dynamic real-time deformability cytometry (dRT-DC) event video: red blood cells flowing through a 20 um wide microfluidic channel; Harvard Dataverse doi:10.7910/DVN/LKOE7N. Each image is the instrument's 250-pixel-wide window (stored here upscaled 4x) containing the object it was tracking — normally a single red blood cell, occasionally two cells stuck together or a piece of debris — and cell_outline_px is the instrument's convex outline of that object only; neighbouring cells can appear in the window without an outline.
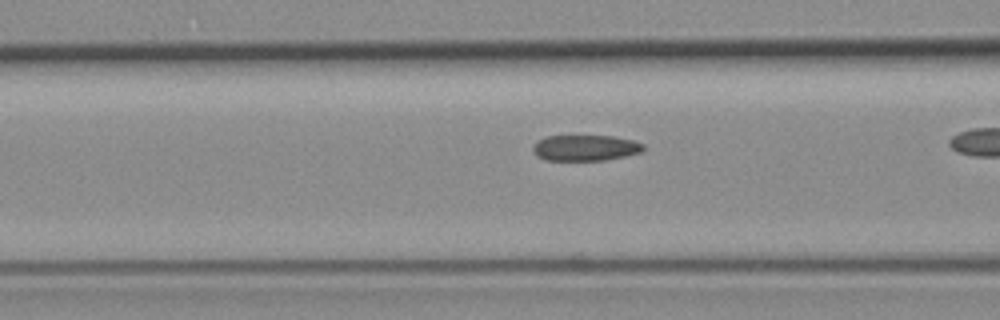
{"species": "common noctule bat (a hibernating species)", "species_latin": "Nyctalus noctula", "temperature_condition": "room temperature", "stored_images_in_passage": 32, "camera_frame_rate_fps": 3000, "um_per_image_px": 0.085, "animal": {"sex": "female", "body_mass_g": 19.3, "forearm_length_mm": 54.1}, "frame": {"image": 1, "passage_image": 18, "time_ms": 5.667, "image_size_px": [1000, 320], "cell_outline_px": [[644, 148], [640, 152], [624, 156], [604, 160], [544, 160], [536, 156], [532, 148], [532, 144], [536, 140], [548, 136], [612, 136], [632, 140], [644, 144]], "centroid_in_image_um": [49.69, 12.56], "position_along_channel_um": 116.9, "area_um2": 16.65}}
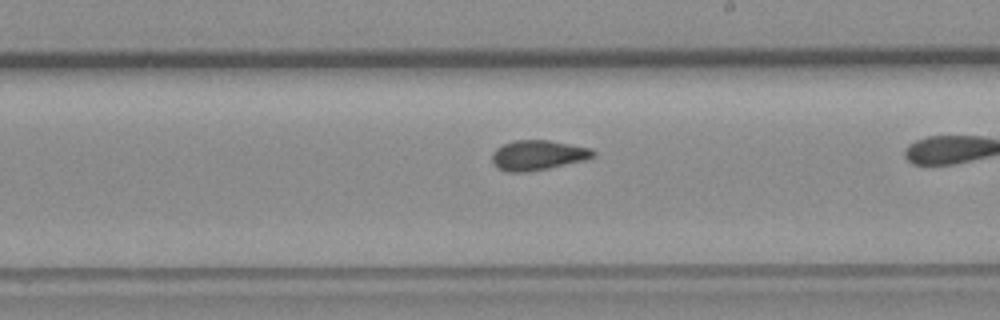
{"frame": {"image": 2, "passage_image": 28, "time_ms": 9.0, "image_size_px": [1000, 320], "cell_outline_px": [[596, 156], [584, 160], [548, 168], [528, 172], [508, 172], [496, 168], [492, 164], [492, 152], [496, 148], [504, 144], [516, 140], [548, 140], [592, 148], [596, 152]], "centroid_in_image_um": [45.7, 13.19], "position_along_channel_um": 243.3, "area_um2": 17.74}}
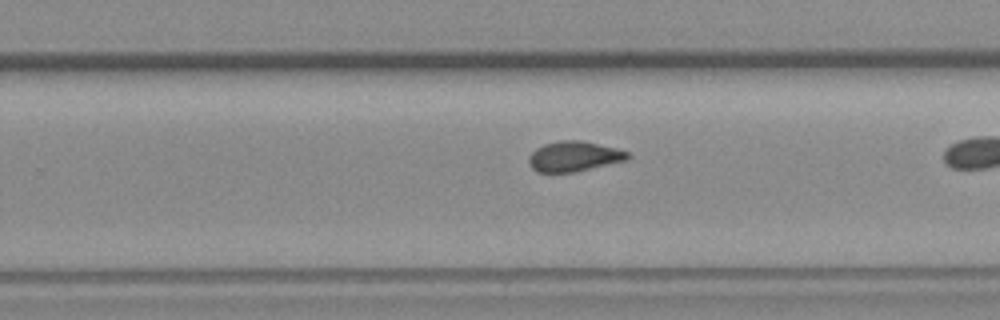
{"frame": {"image": 3, "passage_image": 31, "time_ms": 10.0, "image_size_px": [1000, 320], "cell_outline_px": [[632, 156], [628, 160], [572, 172], [536, 172], [532, 168], [528, 160], [528, 156], [536, 148], [544, 144], [560, 140], [584, 140], [616, 148], [628, 152]], "centroid_in_image_um": [48.8, 13.28], "position_along_channel_um": 281.0, "area_um2": 17.46}}